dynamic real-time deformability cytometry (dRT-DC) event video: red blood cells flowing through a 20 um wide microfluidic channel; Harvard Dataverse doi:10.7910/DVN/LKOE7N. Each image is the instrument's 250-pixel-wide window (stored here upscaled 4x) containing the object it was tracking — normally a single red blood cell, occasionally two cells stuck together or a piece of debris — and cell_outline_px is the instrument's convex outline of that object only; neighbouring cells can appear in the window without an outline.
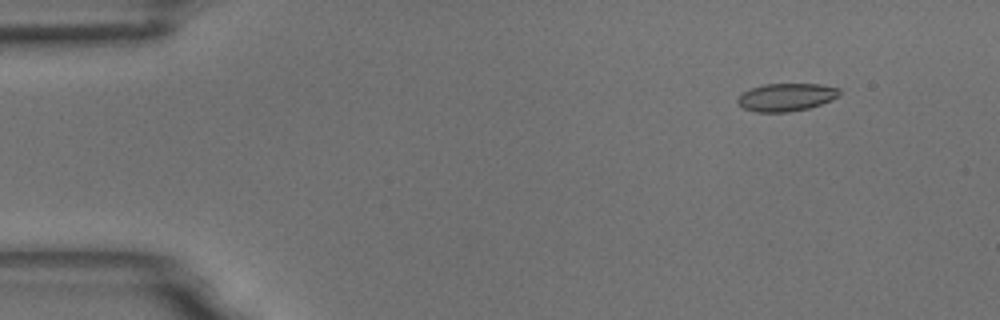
{"species": "common noctule bat (a hibernating species)", "species_latin": "Nyctalus noctula", "temperature_condition": "room temperature", "stored_images_in_passage": 4, "camera_frame_rate_fps": 3000, "um_per_image_px": 0.085, "animal": {"sex": "male", "body_mass_g": 18.8}, "frame": {"image": 1, "passage_image": 1, "time_ms": 0.0, "image_size_px": [1000, 320], "cell_outline_px": [[840, 96], [820, 104], [808, 108], [788, 112], [756, 112], [744, 108], [736, 100], [744, 92], [752, 88], [764, 84], [820, 84], [840, 88]], "centroid_in_image_um": [66.86, 8.25], "position_along_channel_um": 18.1, "area_um2": 16.36}}
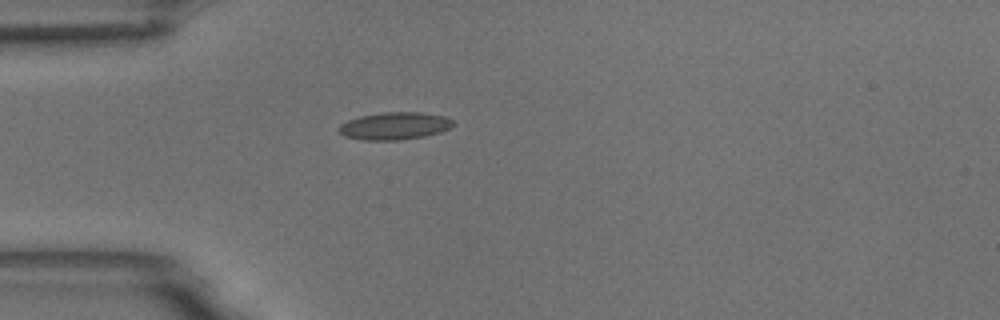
{"frame": {"image": 2, "passage_image": 3, "time_ms": 0.667, "image_size_px": [1000, 320], "cell_outline_px": [[456, 124], [452, 128], [440, 132], [424, 136], [400, 140], [364, 140], [344, 136], [340, 132], [340, 124], [348, 120], [360, 116], [384, 112], [420, 112], [448, 116]], "centroid_in_image_um": [33.61, 10.7], "position_along_channel_um": 51.4, "area_um2": 18.38}}